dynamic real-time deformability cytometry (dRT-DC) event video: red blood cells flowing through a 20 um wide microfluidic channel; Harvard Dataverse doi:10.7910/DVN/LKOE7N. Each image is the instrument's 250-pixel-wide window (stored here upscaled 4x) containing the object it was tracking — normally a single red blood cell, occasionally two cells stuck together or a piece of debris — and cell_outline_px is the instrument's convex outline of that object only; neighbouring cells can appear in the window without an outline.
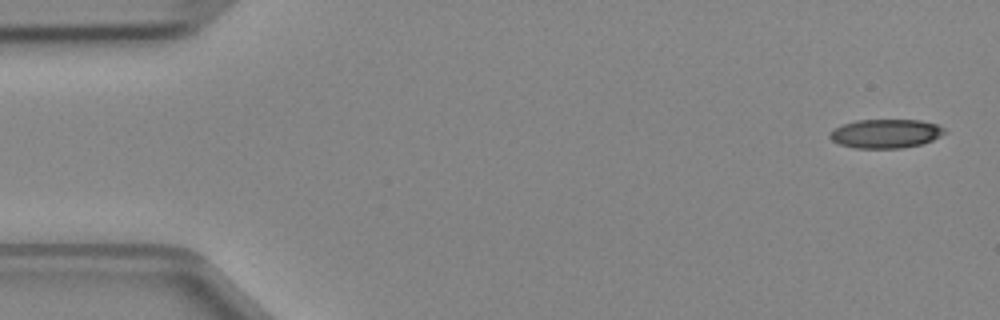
{"species": "Egyptian fruit bat (a non-hibernating species)", "species_latin": "Rousettus aegyptiacus", "temperature_condition": "cold", "stored_images_in_passage": 4, "camera_frame_rate_fps": 3000, "um_per_image_px": 0.085, "animal": {"sex": "female"}, "frame": {"image": 1, "passage_image": 1, "time_ms": 0.0, "image_size_px": [1000, 320], "cell_outline_px": [[948, 132], [932, 140], [920, 144], [900, 148], [856, 148], [840, 144], [832, 140], [828, 136], [832, 128], [840, 124], [856, 120], [920, 120], [936, 124], [944, 128]], "centroid_in_image_um": [75.25, 11.34], "position_along_channel_um": 9.8, "area_um2": 19.42}}
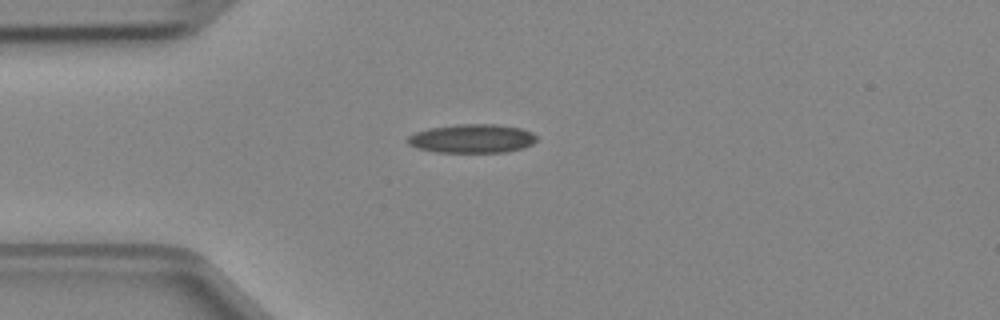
{"frame": {"image": 2, "passage_image": 4, "time_ms": 1.0, "image_size_px": [1000, 320], "cell_outline_px": [[536, 140], [532, 144], [524, 148], [504, 152], [436, 152], [416, 148], [408, 144], [408, 136], [416, 132], [428, 128], [456, 124], [496, 124], [520, 128], [532, 132], [536, 136]], "centroid_in_image_um": [40.12, 11.77], "position_along_channel_um": 44.9, "area_um2": 21.68}}